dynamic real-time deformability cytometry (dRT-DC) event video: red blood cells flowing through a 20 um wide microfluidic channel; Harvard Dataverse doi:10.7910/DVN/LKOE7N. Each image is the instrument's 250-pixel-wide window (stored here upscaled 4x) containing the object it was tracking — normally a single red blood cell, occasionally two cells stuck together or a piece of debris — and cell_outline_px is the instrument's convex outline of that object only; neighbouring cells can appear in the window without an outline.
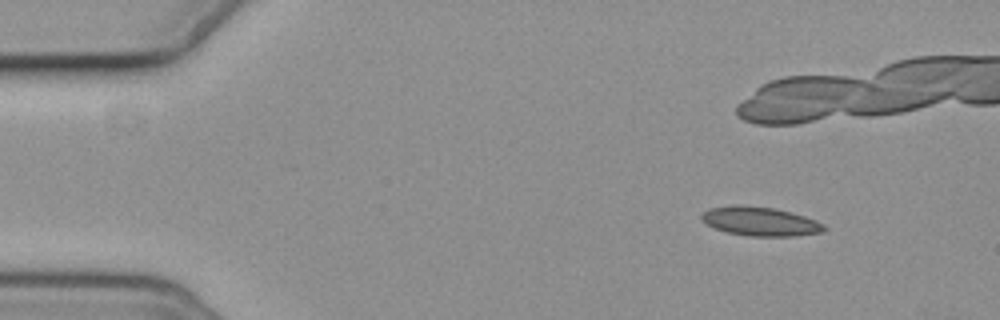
{"species": "common noctule bat (a hibernating species)", "species_latin": "Nyctalus noctula", "temperature_condition": "cold", "stored_images_in_passage": 6, "segment_of_instrument_passage": [2, 2], "camera_frame_rate_fps": 3000, "um_per_image_px": 0.085, "animal": {"sex": "female", "body_mass_g": 19.3, "forearm_length_mm": 54.1}, "frame": {"image": 1, "passage_image": 6, "time_ms": 7.0, "image_size_px": [1000, 320], "cell_outline_px": [[824, 232], [792, 236], [748, 236], [728, 232], [716, 228], [700, 220], [700, 216], [708, 208], [732, 204], [736, 204], [772, 208], [804, 216], [816, 220], [824, 224]], "centroid_in_image_um": [64.58, 18.81], "position_along_channel_um": 20.4, "area_um2": 20.58}}